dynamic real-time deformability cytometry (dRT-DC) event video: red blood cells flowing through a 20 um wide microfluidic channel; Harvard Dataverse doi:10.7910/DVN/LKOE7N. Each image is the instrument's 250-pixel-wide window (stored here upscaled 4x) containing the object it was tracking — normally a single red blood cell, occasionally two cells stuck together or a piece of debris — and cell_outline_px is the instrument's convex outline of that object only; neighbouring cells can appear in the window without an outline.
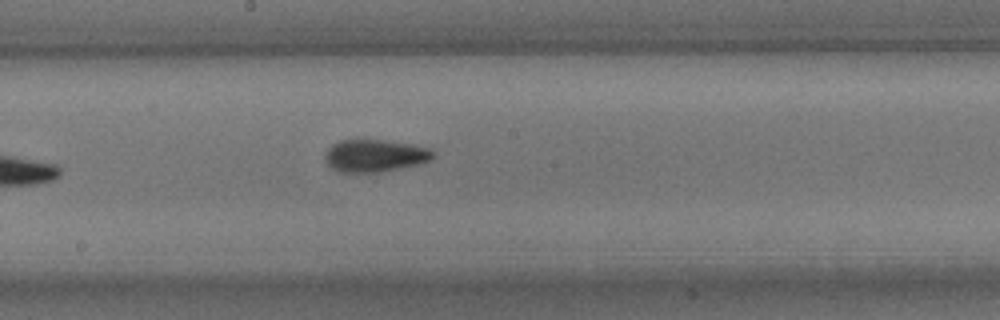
{"species": "common noctule bat (a hibernating species)", "species_latin": "Nyctalus noctula", "temperature_condition": "room temperature", "stored_images_in_passage": 9, "camera_frame_rate_fps": 3000, "um_per_image_px": 0.085, "animal": {"sex": "male", "body_mass_g": 15.6}, "frame": {"image": 1, "passage_image": 9, "time_ms": 2.667, "image_size_px": [1000, 320], "cell_outline_px": [[436, 156], [432, 160], [420, 164], [376, 172], [336, 172], [328, 164], [324, 156], [328, 148], [332, 144], [340, 140], [380, 140], [412, 144], [432, 148], [436, 152]], "centroid_in_image_um": [31.91, 13.23], "position_along_channel_um": 216.3, "area_um2": 20.52}}